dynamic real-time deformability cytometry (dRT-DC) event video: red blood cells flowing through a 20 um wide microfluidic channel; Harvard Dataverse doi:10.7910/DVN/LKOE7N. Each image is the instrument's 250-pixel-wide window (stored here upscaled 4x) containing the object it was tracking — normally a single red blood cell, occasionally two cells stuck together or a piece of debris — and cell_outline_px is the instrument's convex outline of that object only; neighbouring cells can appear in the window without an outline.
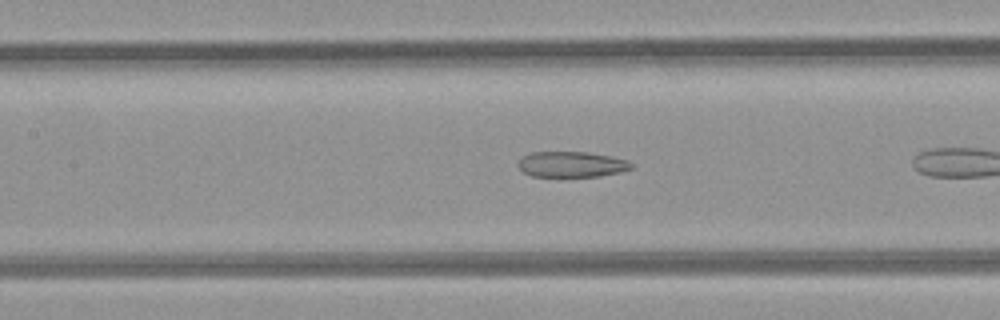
{"species": "common noctule bat (a hibernating species)", "species_latin": "Nyctalus noctula", "temperature_condition": "room temperature", "stored_images_in_passage": 8, "camera_frame_rate_fps": 3000, "um_per_image_px": 0.085, "animal": {"sex": "female", "body_mass_g": 21.9}, "frame": {"image": 1, "passage_image": 6, "time_ms": 1.667, "image_size_px": [1000, 320], "cell_outline_px": [[632, 168], [620, 172], [600, 176], [532, 176], [524, 172], [516, 164], [524, 156], [532, 152], [588, 152], [628, 160], [632, 164]], "centroid_in_image_um": [48.58, 13.97], "position_along_channel_um": 158.8, "area_um2": 16.7}}